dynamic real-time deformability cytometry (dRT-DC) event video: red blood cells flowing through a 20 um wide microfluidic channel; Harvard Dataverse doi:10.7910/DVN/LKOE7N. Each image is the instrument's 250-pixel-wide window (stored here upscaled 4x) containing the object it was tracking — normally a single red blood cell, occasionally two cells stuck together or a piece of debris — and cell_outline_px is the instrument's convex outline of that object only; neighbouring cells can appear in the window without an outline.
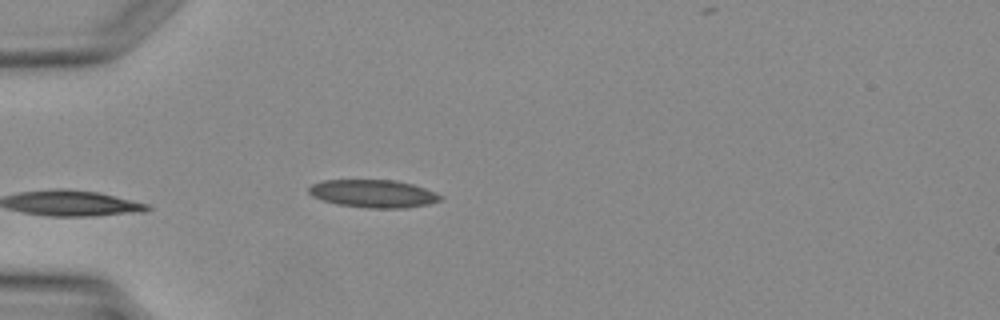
{"species": "Egyptian fruit bat (a non-hibernating species)", "species_latin": "Rousettus aegyptiacus", "temperature_condition": "warm", "stored_images_in_passage": 3, "camera_frame_rate_fps": 3000, "um_per_image_px": 0.085, "animal": {"sex": "female"}, "frame": {"image": 1, "passage_image": 3, "time_ms": 2.333, "image_size_px": [1000, 320], "cell_outline_px": [[444, 196], [440, 200], [428, 204], [408, 208], [368, 208], [336, 204], [312, 196], [308, 192], [308, 188], [312, 184], [324, 180], [396, 180], [412, 184], [436, 192]], "centroid_in_image_um": [31.75, 16.46], "position_along_channel_um": 53.3, "area_um2": 21.39}}